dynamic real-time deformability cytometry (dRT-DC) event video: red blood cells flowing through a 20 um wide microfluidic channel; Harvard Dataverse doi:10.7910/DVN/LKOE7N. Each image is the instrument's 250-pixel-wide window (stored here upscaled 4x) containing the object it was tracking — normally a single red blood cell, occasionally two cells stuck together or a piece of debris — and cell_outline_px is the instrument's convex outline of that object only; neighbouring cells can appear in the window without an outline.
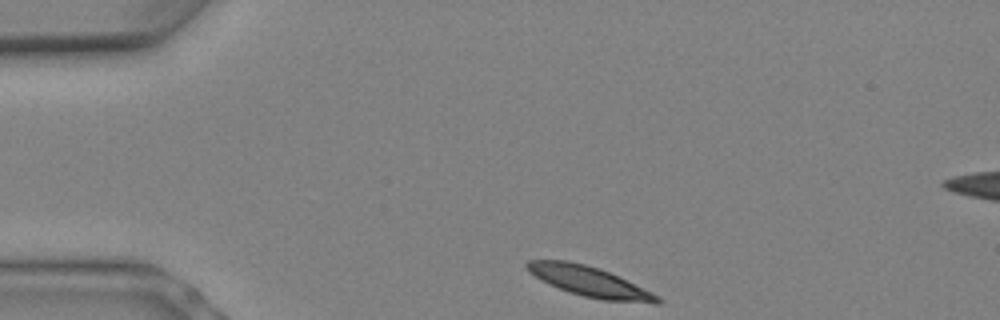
{"species": "Egyptian fruit bat (a non-hibernating species)", "species_latin": "Rousettus aegyptiacus", "temperature_condition": "warm", "stored_images_in_passage": 6, "camera_frame_rate_fps": 3000, "um_per_image_px": 0.085, "animal": {"sex": "female"}, "frame": {"image": 1, "passage_image": 1, "time_ms": 0.0, "image_size_px": [1000, 320], "cell_outline_px": [[660, 304], [656, 304], [604, 300], [584, 296], [560, 288], [528, 272], [524, 264], [528, 260], [568, 260], [600, 268], [652, 292], [660, 296]], "centroid_in_image_um": [50.14, 23.93], "position_along_channel_um": 34.9, "area_um2": 22.48}}
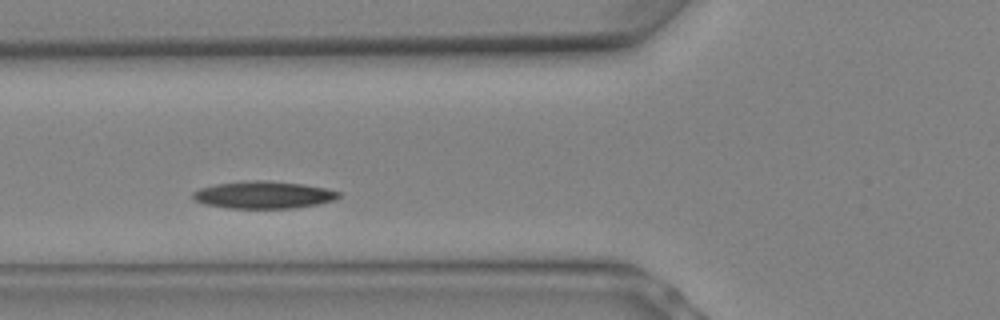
{"frame": {"image": 2, "passage_image": 5, "time_ms": 1.333, "image_size_px": [1000, 320], "cell_outline_px": [[340, 196], [336, 200], [316, 204], [292, 208], [228, 208], [204, 204], [192, 200], [192, 192], [200, 188], [216, 184], [252, 180], [264, 180], [304, 184], [324, 188], [340, 192]], "centroid_in_image_um": [22.37, 16.56], "position_along_channel_um": 103.4, "area_um2": 23.18}}